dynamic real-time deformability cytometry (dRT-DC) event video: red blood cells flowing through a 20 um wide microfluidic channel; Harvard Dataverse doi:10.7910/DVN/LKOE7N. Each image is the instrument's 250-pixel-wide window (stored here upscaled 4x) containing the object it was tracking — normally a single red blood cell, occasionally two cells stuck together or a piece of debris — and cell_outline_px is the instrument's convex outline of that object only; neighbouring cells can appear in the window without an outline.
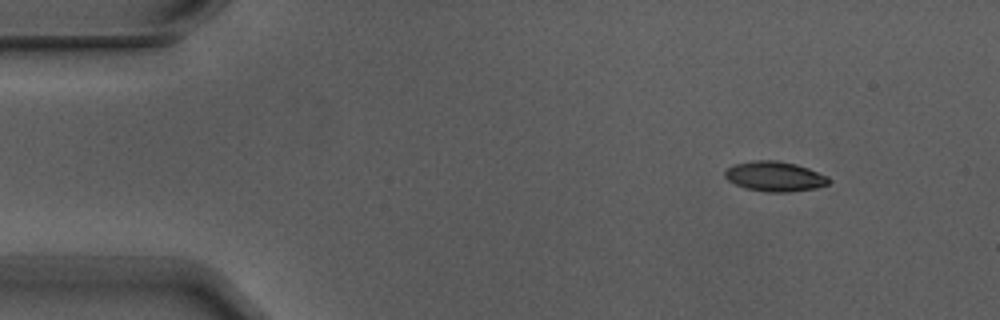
{"species": "Egyptian fruit bat (a non-hibernating species)", "species_latin": "Rousettus aegyptiacus", "temperature_condition": "warm", "stored_images_in_passage": 3, "camera_frame_rate_fps": 3000, "um_per_image_px": 0.085, "animal": {"sex": "male"}, "frame": {"image": 1, "passage_image": 1, "time_ms": 0.0, "image_size_px": [1000, 320], "cell_outline_px": [[828, 184], [816, 188], [788, 192], [764, 192], [744, 188], [728, 180], [724, 176], [724, 172], [728, 168], [736, 164], [756, 160], [776, 160], [796, 164], [808, 168], [828, 176]], "centroid_in_image_um": [65.85, 15.0], "position_along_channel_um": 19.2, "area_um2": 18.03}}
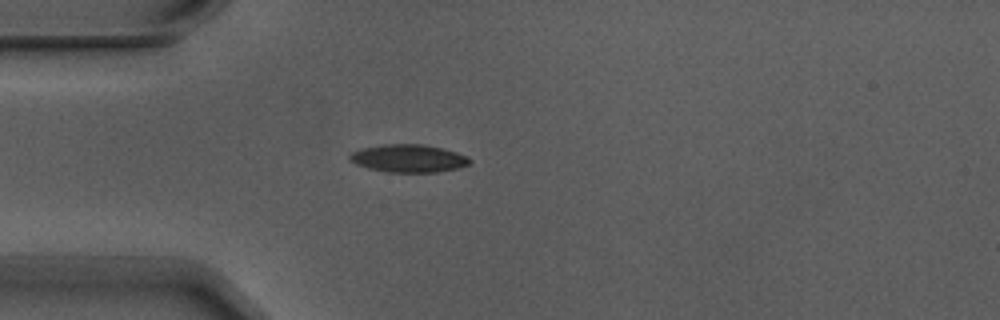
{"frame": {"image": 2, "passage_image": 3, "time_ms": 0.667, "image_size_px": [1000, 320], "cell_outline_px": [[472, 160], [468, 164], [460, 168], [436, 172], [388, 172], [368, 168], [356, 164], [348, 160], [348, 156], [352, 152], [364, 148], [384, 144], [420, 144], [440, 148], [456, 152], [468, 156]], "centroid_in_image_um": [34.72, 13.47], "position_along_channel_um": 50.3, "area_um2": 19.36}}